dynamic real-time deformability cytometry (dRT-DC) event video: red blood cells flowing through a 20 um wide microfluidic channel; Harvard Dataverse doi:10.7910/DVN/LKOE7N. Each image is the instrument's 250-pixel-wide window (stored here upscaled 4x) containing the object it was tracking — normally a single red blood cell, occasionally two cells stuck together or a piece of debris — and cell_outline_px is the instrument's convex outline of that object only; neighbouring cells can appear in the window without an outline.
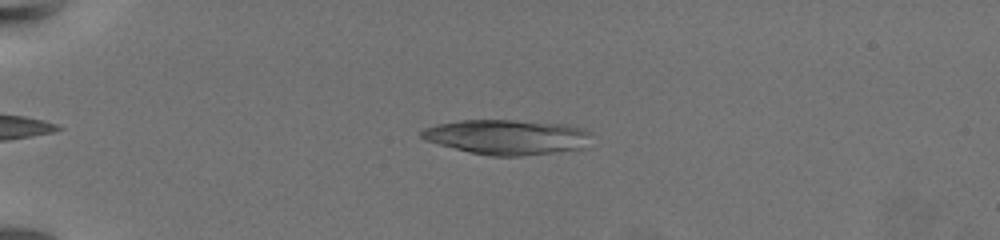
{"species": "common noctule bat (a hibernating species)", "species_latin": "Nyctalus noctula", "temperature_condition": "warm", "stored_images_in_passage": 56, "segment_of_instrument_passage": [1, 2], "camera_frame_rate_fps": 3000, "um_per_image_px": 0.085, "animal": {"sex": "female", "body_mass_g": 19.5, "forearm_length_mm": 54.1}, "frame": {"image": 1, "passage_image": 7, "time_ms": 2.0, "image_size_px": [1000, 240], "cell_outline_px": [[588, 132], [580, 148], [552, 152], [520, 156], [488, 156], [468, 152], [440, 144], [428, 140], [420, 136], [420, 132], [428, 128], [440, 124], [464, 120], [508, 120], [556, 124], [576, 128]], "centroid_in_image_um": [42.96, 11.66], "position_along_channel_um": 42.0, "area_um2": 33.06}}